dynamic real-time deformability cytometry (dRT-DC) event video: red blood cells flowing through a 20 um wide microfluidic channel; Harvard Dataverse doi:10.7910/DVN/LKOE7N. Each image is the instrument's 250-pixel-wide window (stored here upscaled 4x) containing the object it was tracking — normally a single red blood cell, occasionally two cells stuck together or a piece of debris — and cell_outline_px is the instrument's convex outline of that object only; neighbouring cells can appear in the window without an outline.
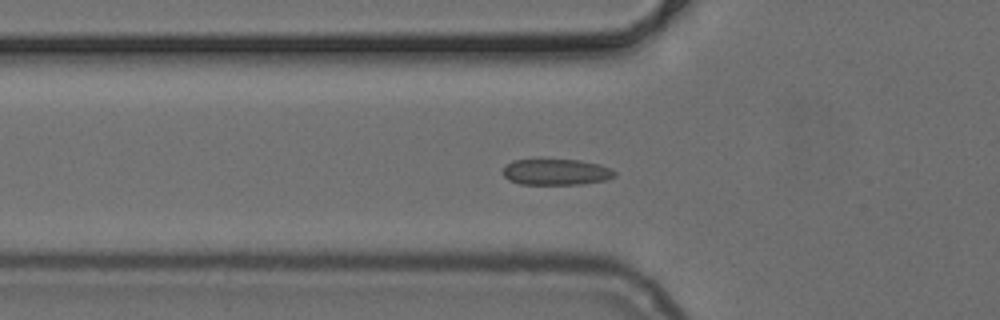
{"species": "common noctule bat (a hibernating species)", "species_latin": "Nyctalus noctula", "temperature_condition": "cold", "stored_images_in_passage": 42, "camera_frame_rate_fps": 3000, "um_per_image_px": 0.085, "animal": {"sex": "female", "body_mass_g": 24.6, "forearm_length_mm": 56.2}, "frame": {"image": 1, "passage_image": 7, "time_ms": 2.0, "image_size_px": [1000, 320], "cell_outline_px": [[616, 176], [608, 180], [584, 184], [520, 184], [508, 180], [504, 176], [504, 164], [512, 160], [536, 156], [540, 156], [580, 160], [600, 164], [612, 168], [616, 172]], "centroid_in_image_um": [47.25, 14.56], "position_along_channel_um": 78.6, "area_um2": 18.21}}
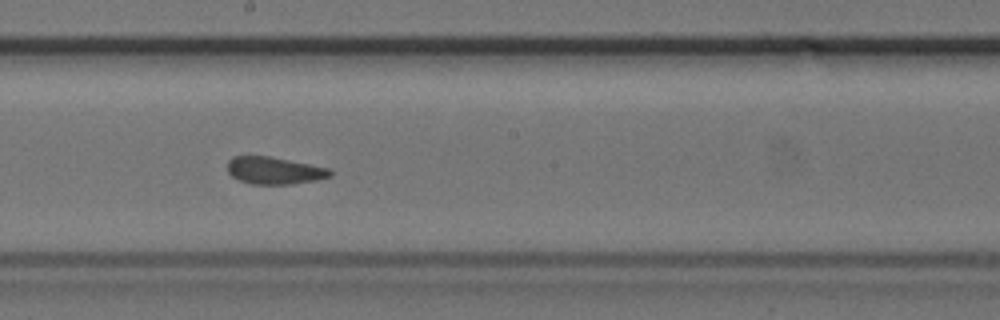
{"frame": {"image": 2, "passage_image": 18, "time_ms": 5.667, "image_size_px": [1000, 320], "cell_outline_px": [[332, 176], [320, 180], [292, 184], [252, 184], [240, 180], [232, 176], [228, 172], [228, 160], [232, 156], [268, 156], [328, 168], [332, 172]], "centroid_in_image_um": [23.33, 14.5], "position_along_channel_um": 224.9, "area_um2": 16.24}}
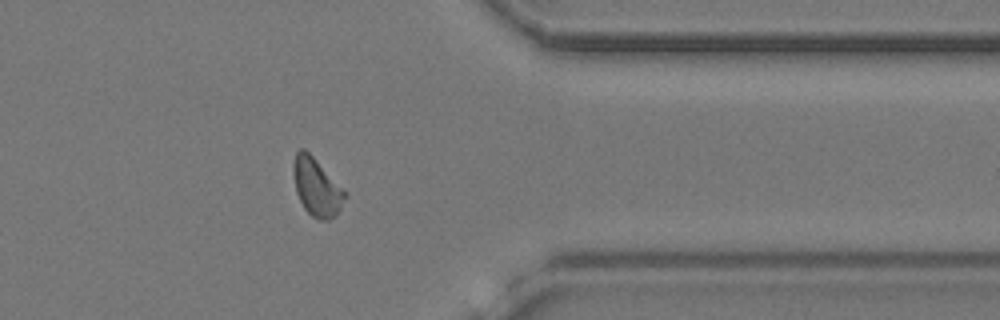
{"frame": {"image": 3, "passage_image": 31, "time_ms": 10.0, "image_size_px": [1000, 320], "cell_outline_px": [[348, 196], [336, 216], [328, 220], [320, 220], [312, 216], [304, 208], [296, 192], [292, 172], [292, 164], [296, 152], [300, 148], [304, 148], [348, 192]], "centroid_in_image_um": [26.93, 15.91], "position_along_channel_um": 384.5, "area_um2": 17.63}}